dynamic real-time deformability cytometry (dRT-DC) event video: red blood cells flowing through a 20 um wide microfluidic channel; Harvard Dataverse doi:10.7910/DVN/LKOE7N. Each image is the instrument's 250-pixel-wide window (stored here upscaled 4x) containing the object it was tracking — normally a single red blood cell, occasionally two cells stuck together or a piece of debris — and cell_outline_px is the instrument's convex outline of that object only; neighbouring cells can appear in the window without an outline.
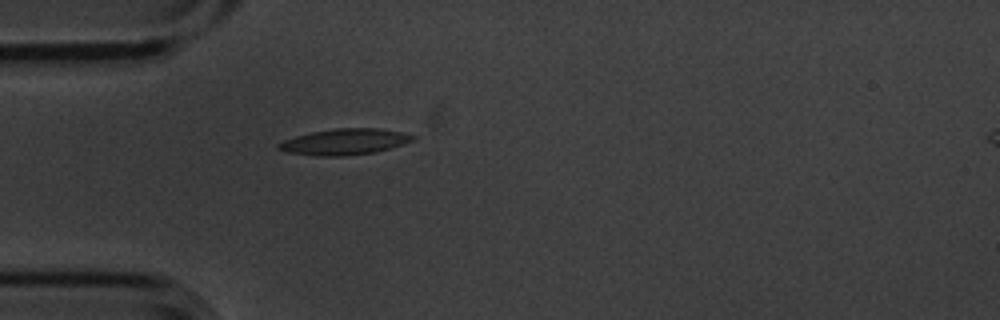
{"species": "common noctule bat (a hibernating species)", "species_latin": "Nyctalus noctula", "temperature_condition": "cold", "stored_images_in_passage": 5, "camera_frame_rate_fps": 3000, "um_per_image_px": 0.085, "animal": {"sex": "male", "body_mass_g": 20.1, "forearm_length_mm": 53.5}, "frame": {"image": 1, "passage_image": 5, "time_ms": 1.333, "image_size_px": [1000, 320], "cell_outline_px": [[416, 140], [376, 152], [344, 156], [316, 156], [288, 152], [276, 148], [276, 144], [284, 140], [296, 136], [312, 132], [336, 128], [380, 128], [400, 132], [416, 136]], "centroid_in_image_um": [29.29, 12.05], "position_along_channel_um": 55.7, "area_um2": 20.35}}